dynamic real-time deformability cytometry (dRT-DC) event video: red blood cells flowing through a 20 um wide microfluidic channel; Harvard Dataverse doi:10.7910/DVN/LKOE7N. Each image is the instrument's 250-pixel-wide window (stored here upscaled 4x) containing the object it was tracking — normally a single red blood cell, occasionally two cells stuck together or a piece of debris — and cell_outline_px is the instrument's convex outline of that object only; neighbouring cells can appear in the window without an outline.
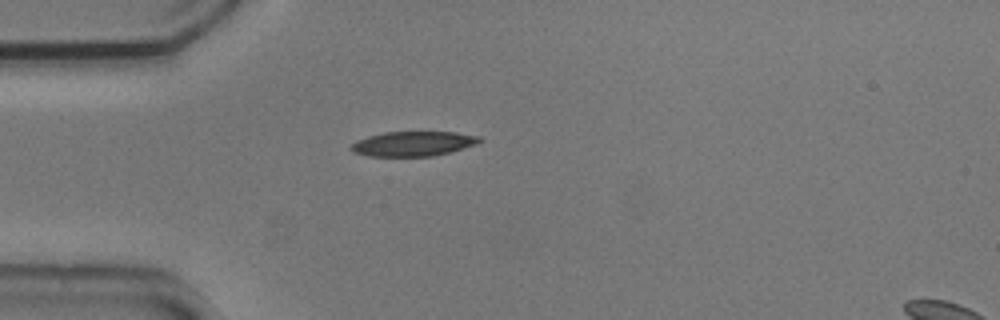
{"species": "common noctule bat (a hibernating species)", "species_latin": "Nyctalus noctula", "temperature_condition": "cold", "stored_images_in_passage": 41, "camera_frame_rate_fps": 3000, "um_per_image_px": 0.085, "animal": {"sex": "male", "body_mass_g": 20.5, "forearm_length_mm": 52.5}, "frame": {"image": 1, "passage_image": 1, "time_ms": 0.0, "image_size_px": [1000, 320], "cell_outline_px": [[484, 140], [476, 144], [452, 152], [432, 156], [368, 156], [352, 152], [348, 148], [356, 140], [368, 136], [384, 132], [456, 132], [480, 136]], "centroid_in_image_um": [35.12, 12.22], "position_along_channel_um": 49.9, "area_um2": 18.73}}
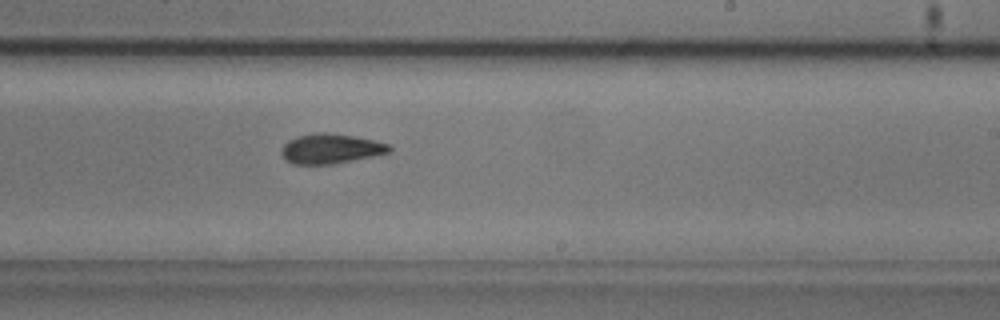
{"frame": {"image": 2, "passage_image": 19, "time_ms": 6.0, "image_size_px": [1000, 320], "cell_outline_px": [[392, 152], [332, 164], [292, 164], [284, 160], [280, 152], [284, 144], [288, 140], [296, 136], [316, 132], [324, 132], [352, 136], [392, 144]], "centroid_in_image_um": [28.09, 12.64], "position_along_channel_um": 260.9, "area_um2": 18.84}}
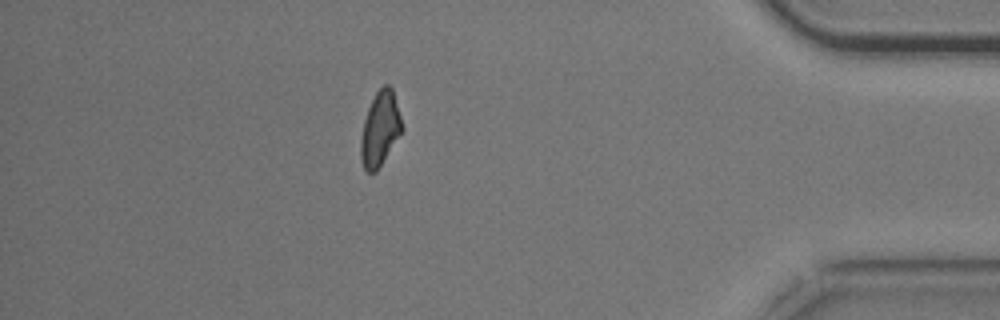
{"frame": {"image": 3, "passage_image": 34, "time_ms": 11.0, "image_size_px": [1000, 320], "cell_outline_px": [[404, 128], [376, 172], [368, 172], [364, 168], [360, 156], [360, 140], [364, 120], [368, 108], [376, 92], [384, 84], [388, 84], [392, 88]], "centroid_in_image_um": [32.3, 10.95], "position_along_channel_um": 402.9, "area_um2": 17.69}, "authors_computed_cell_mechanics": {"area_um2": 18.4382, "velocity_mm_per_s": 3.6905, "shape_relaxation_time_tau1_ms": 4.7219, "shape_relaxation_time_tau2_ms": 9.5229, "deformation_change_tau1": 0.164, "deformation_change_tau2": 0.1542}}